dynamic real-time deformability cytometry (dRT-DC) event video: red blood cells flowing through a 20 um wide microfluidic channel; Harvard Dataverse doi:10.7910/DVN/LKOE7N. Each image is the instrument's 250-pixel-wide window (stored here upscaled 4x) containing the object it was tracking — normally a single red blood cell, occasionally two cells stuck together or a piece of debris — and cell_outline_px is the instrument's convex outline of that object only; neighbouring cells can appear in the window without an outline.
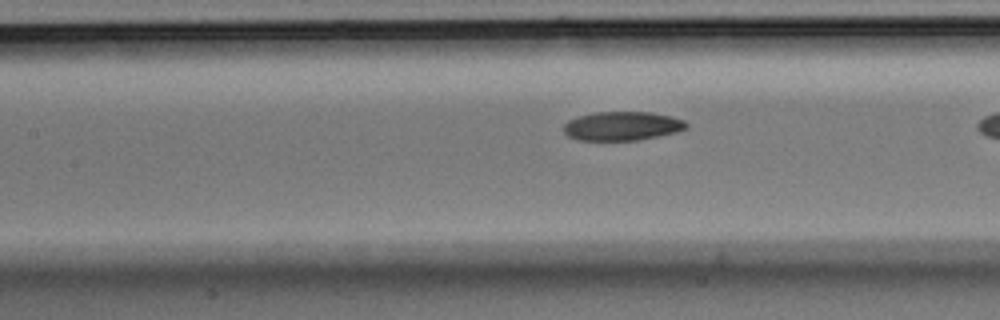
{"species": "Egyptian fruit bat (a non-hibernating species)", "species_latin": "Rousettus aegyptiacus", "temperature_condition": "room temperature", "stored_images_in_passage": 16, "camera_frame_rate_fps": 3000, "um_per_image_px": 0.085, "animal": {"sex": "male"}, "frame": {"image": 1, "passage_image": 14, "time_ms": 4.333, "image_size_px": [1000, 320], "cell_outline_px": [[688, 128], [676, 132], [640, 140], [576, 140], [568, 136], [564, 132], [564, 124], [568, 120], [576, 116], [596, 112], [652, 112], [684, 120], [688, 124]], "centroid_in_image_um": [52.87, 10.71], "position_along_channel_um": 154.5, "area_um2": 20.75}}